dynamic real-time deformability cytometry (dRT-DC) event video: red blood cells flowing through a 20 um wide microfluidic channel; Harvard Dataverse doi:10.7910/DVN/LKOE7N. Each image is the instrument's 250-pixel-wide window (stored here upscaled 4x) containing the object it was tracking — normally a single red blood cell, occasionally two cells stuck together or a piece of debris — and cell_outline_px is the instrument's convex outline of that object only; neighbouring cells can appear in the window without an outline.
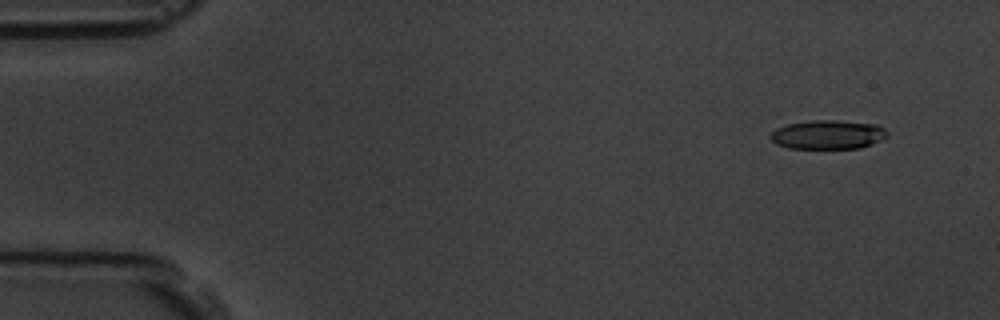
{"species": "common noctule bat (a hibernating species)", "species_latin": "Nyctalus noctula", "temperature_condition": "room temperature", "stored_images_in_passage": 4, "camera_frame_rate_fps": 3000, "um_per_image_px": 0.085, "animal": {"sex": "male", "body_mass_g": 19.5, "forearm_length_mm": 54.6}, "frame": {"image": 1, "passage_image": 1, "time_ms": 0.0, "image_size_px": [1000, 320], "cell_outline_px": [[888, 136], [872, 144], [860, 148], [788, 148], [776, 144], [768, 136], [776, 128], [788, 124], [812, 120], [836, 120], [876, 124], [884, 128], [888, 132]], "centroid_in_image_um": [70.37, 11.44], "position_along_channel_um": 14.6, "area_um2": 19.77}}
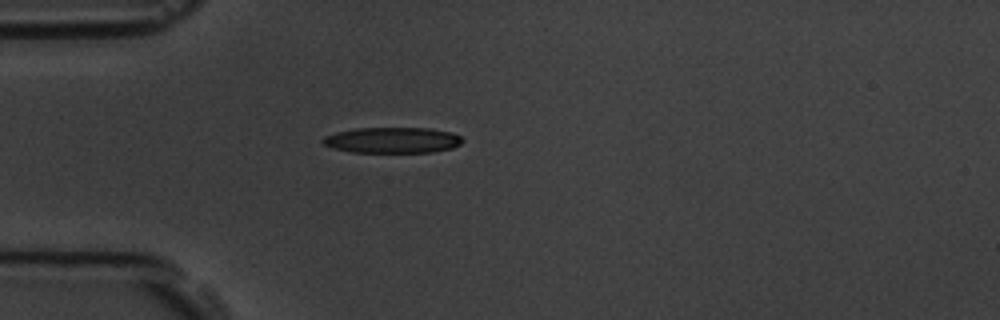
{"frame": {"image": 2, "passage_image": 4, "time_ms": 3.667, "image_size_px": [1000, 320], "cell_outline_px": [[464, 140], [460, 144], [452, 148], [432, 152], [352, 152], [332, 148], [324, 144], [320, 140], [324, 136], [336, 132], [356, 128], [428, 128], [452, 132], [460, 136]], "centroid_in_image_um": [33.35, 11.91], "position_along_channel_um": 51.7, "area_um2": 21.04}}